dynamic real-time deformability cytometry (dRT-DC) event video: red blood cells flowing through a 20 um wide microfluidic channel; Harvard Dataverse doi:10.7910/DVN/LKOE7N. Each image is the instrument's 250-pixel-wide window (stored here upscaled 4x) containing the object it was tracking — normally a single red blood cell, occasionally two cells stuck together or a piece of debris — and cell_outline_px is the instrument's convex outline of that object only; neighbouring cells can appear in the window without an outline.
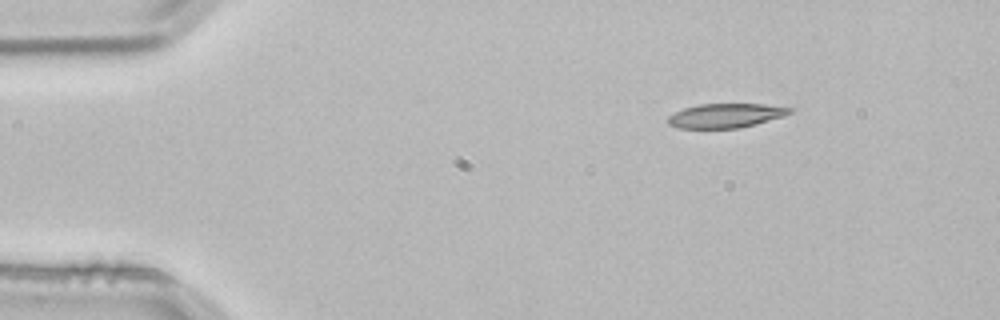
{"species": "common noctule bat (a hibernating species)", "species_latin": "Nyctalus noctula", "temperature_condition": "room temperature", "stored_images_in_passage": 3, "camera_frame_rate_fps": 3000, "um_per_image_px": 0.085, "animal": {"sex": "male", "body_mass_g": 21.5, "forearm_length_mm": 52.0}, "frame": {"image": 1, "passage_image": 1, "time_ms": 0.0, "image_size_px": [1000, 320], "cell_outline_px": [[796, 108], [792, 112], [784, 116], [756, 124], [740, 128], [680, 128], [668, 124], [668, 116], [684, 108], [700, 104], [764, 104]], "centroid_in_image_um": [61.73, 9.82], "position_along_channel_um": 23.3, "area_um2": 17.22}}